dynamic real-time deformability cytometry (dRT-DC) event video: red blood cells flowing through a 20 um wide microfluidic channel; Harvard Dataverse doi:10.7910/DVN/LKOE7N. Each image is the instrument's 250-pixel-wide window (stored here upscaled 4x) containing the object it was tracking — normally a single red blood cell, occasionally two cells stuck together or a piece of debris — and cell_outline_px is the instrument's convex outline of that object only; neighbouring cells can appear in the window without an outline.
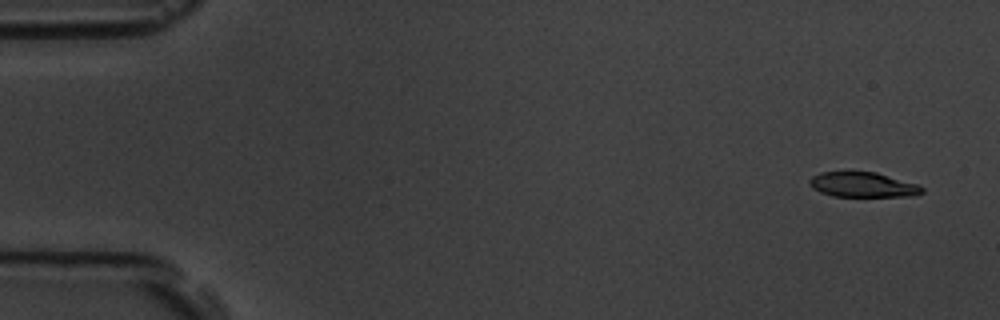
{"species": "common noctule bat (a hibernating species)", "species_latin": "Nyctalus noctula", "temperature_condition": "room temperature", "stored_images_in_passage": 5, "camera_frame_rate_fps": 3000, "um_per_image_px": 0.085, "animal": {"sex": "male", "body_mass_g": 19.5, "forearm_length_mm": 54.6}, "frame": {"image": 1, "passage_image": 1, "time_ms": 0.0, "image_size_px": [1000, 320], "cell_outline_px": [[924, 192], [916, 196], [832, 196], [820, 192], [812, 188], [808, 184], [808, 180], [812, 176], [820, 172], [876, 172], [920, 184], [924, 188]], "centroid_in_image_um": [73.37, 15.7], "position_along_channel_um": 11.6, "area_um2": 16.59}}
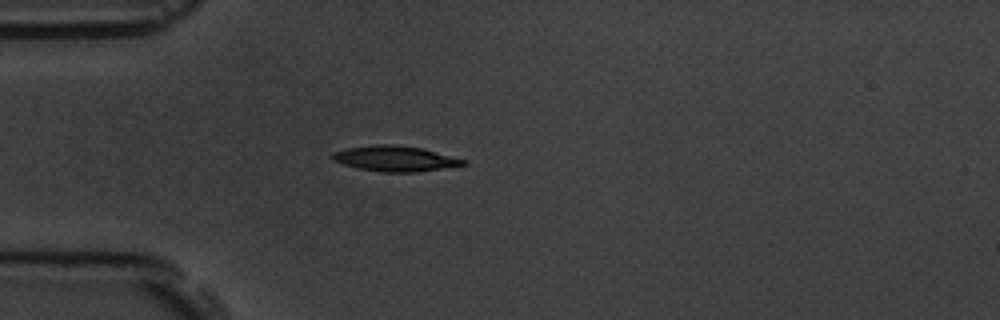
{"frame": {"image": 2, "passage_image": 4, "time_ms": 4.333, "image_size_px": [1000, 320], "cell_outline_px": [[468, 164], [412, 172], [384, 172], [360, 168], [344, 164], [332, 160], [332, 152], [348, 148], [376, 144], [392, 144], [420, 148], [468, 160]], "centroid_in_image_um": [33.58, 13.47], "position_along_channel_um": 51.4, "area_um2": 19.02}}